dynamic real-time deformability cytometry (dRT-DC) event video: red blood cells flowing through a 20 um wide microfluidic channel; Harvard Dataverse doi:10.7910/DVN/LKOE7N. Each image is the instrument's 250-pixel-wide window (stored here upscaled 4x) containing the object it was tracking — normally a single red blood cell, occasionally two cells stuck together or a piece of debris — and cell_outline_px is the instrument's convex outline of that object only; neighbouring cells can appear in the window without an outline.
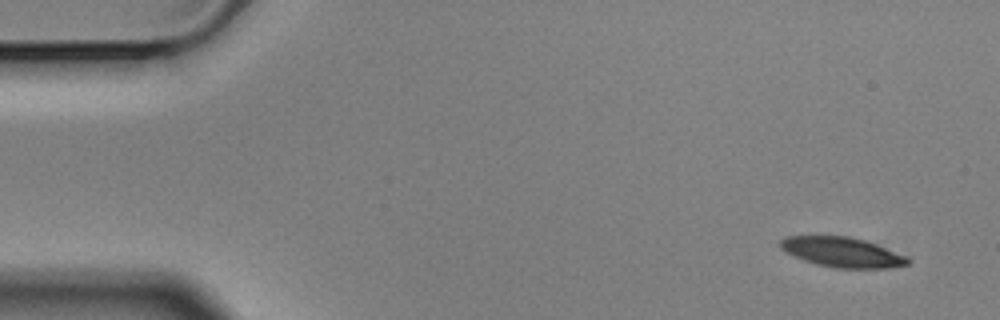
{"species": "Egyptian fruit bat (a non-hibernating species)", "species_latin": "Rousettus aegyptiacus", "temperature_condition": "cold", "stored_images_in_passage": 9, "camera_frame_rate_fps": 3000, "um_per_image_px": 0.085, "animal": {"sex": "male"}, "frame": {"image": 1, "passage_image": 1, "time_ms": 0.0, "image_size_px": [1000, 320], "cell_outline_px": [[912, 260], [908, 264], [888, 268], [836, 268], [816, 264], [804, 260], [780, 248], [776, 244], [784, 236], [848, 236], [864, 240], [876, 244], [904, 256]], "centroid_in_image_um": [71.54, 21.43], "position_along_channel_um": 13.5, "area_um2": 22.02}}
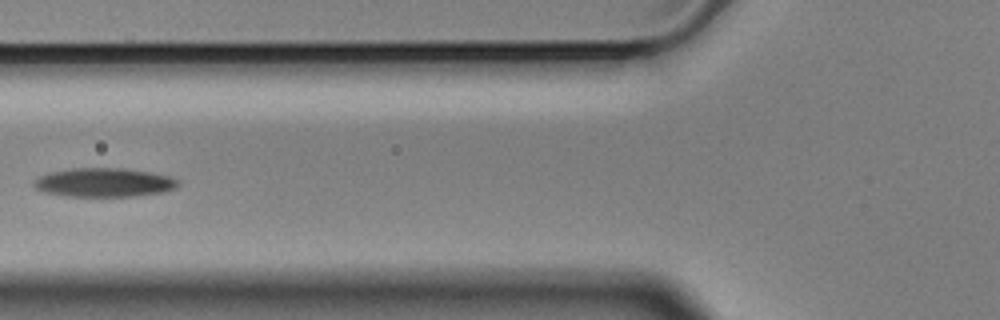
{"frame": {"image": 2, "passage_image": 6, "time_ms": 1.667, "image_size_px": [1000, 320], "cell_outline_px": [[180, 184], [176, 188], [164, 192], [132, 196], [68, 196], [44, 192], [36, 188], [32, 184], [32, 180], [48, 172], [72, 168], [124, 168], [152, 172], [168, 176], [180, 180]], "centroid_in_image_um": [8.85, 15.5], "position_along_channel_um": 117.0, "area_um2": 24.45}}
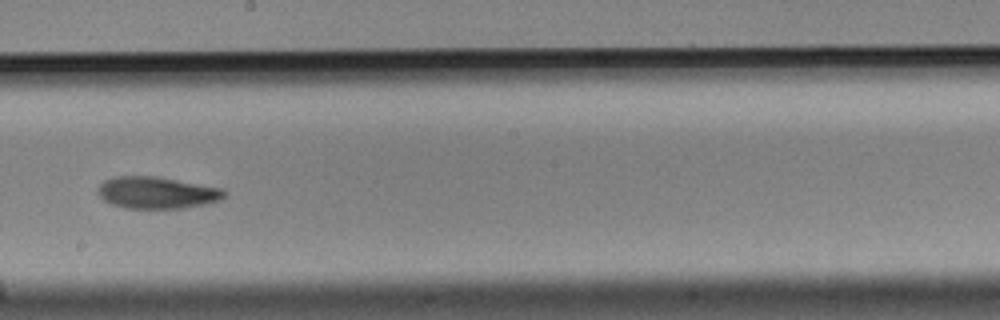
{"frame": {"image": 3, "passage_image": 9, "time_ms": 2.667, "image_size_px": [1000, 320], "cell_outline_px": [[224, 196], [220, 200], [204, 204], [184, 208], [124, 208], [112, 204], [104, 200], [96, 192], [96, 188], [104, 180], [116, 176], [156, 176], [224, 188]], "centroid_in_image_um": [13.3, 16.37], "position_along_channel_um": 234.9, "area_um2": 23.52}}